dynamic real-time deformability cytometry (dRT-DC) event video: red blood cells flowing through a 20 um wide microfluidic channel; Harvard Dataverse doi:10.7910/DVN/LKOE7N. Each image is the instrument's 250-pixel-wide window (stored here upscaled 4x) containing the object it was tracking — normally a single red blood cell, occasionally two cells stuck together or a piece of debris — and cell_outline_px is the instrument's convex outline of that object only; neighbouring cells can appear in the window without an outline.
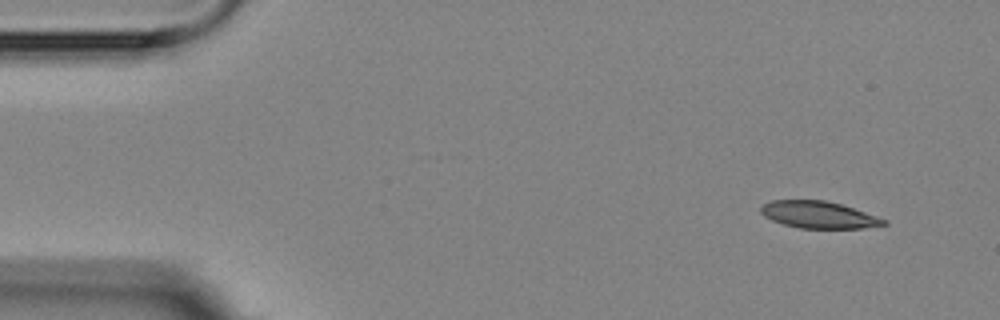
{"species": "Egyptian fruit bat (a non-hibernating species)", "species_latin": "Rousettus aegyptiacus", "temperature_condition": "room temperature", "stored_images_in_passage": 5, "camera_frame_rate_fps": 3000, "um_per_image_px": 0.085, "animal": {"sex": "female"}, "frame": {"image": 1, "passage_image": 1, "time_ms": 0.0, "image_size_px": [1000, 320], "cell_outline_px": [[888, 224], [864, 228], [800, 228], [784, 224], [772, 220], [764, 216], [760, 212], [760, 208], [764, 204], [772, 200], [824, 200], [840, 204], [888, 220]], "centroid_in_image_um": [69.58, 18.26], "position_along_channel_um": 15.4, "area_um2": 19.13}}
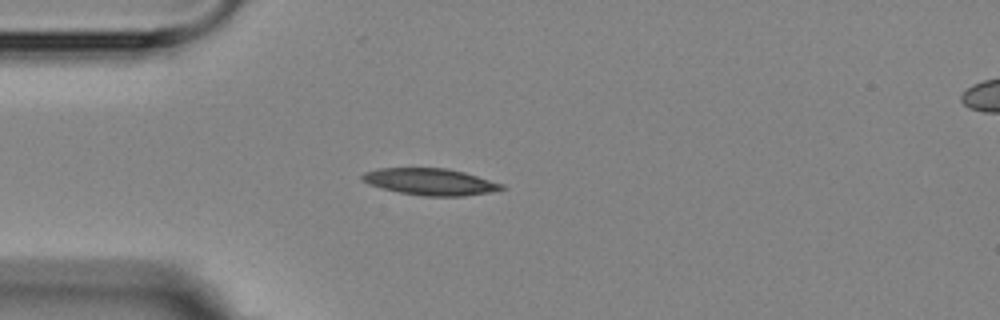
{"frame": {"image": 2, "passage_image": 4, "time_ms": 3.333, "image_size_px": [1000, 320], "cell_outline_px": [[504, 188], [488, 192], [464, 196], [424, 196], [400, 192], [368, 184], [360, 180], [360, 176], [364, 172], [380, 168], [448, 168], [464, 172], [504, 184]], "centroid_in_image_um": [36.54, 15.44], "position_along_channel_um": 48.5, "area_um2": 21.56}}